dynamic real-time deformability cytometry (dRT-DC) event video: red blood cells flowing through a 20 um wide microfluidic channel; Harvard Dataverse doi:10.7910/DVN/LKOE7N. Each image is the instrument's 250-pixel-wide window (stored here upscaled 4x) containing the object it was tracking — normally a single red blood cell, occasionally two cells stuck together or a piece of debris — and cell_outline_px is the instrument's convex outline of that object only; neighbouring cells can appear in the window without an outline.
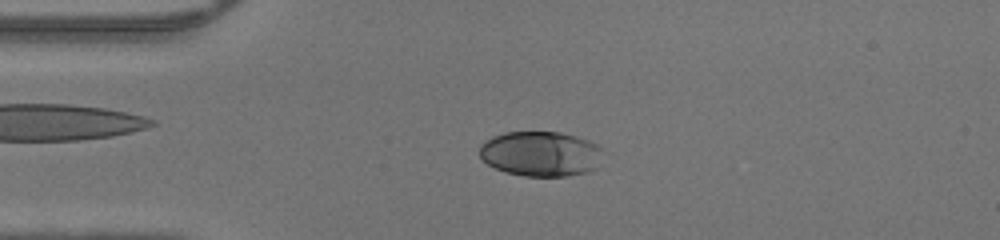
{"species": "human", "species_latin": "Homo sapiens", "temperature_condition": "warm", "stored_images_in_passage": 46, "camera_frame_rate_fps": 3000, "um_per_image_px": 0.085, "donor": {"sex": "male"}, "frame": {"image": 1, "passage_image": 10, "time_ms": 3.0, "image_size_px": [1000, 240], "cell_outline_px": [[604, 148], [596, 168], [588, 172], [568, 176], [524, 176], [504, 172], [488, 164], [480, 156], [480, 144], [492, 136], [504, 132], [560, 132], [576, 136], [588, 140]], "centroid_in_image_um": [45.97, 13.07], "position_along_channel_um": 39.0, "area_um2": 32.6}}
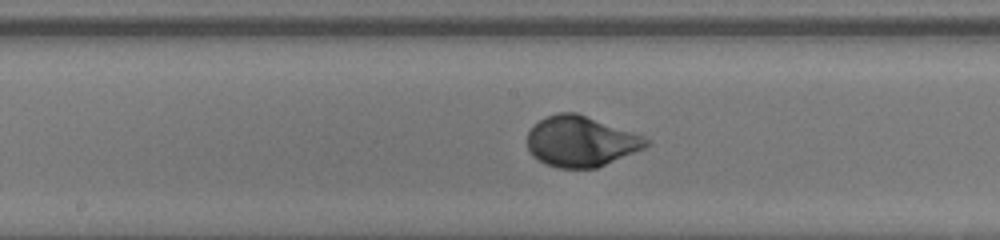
{"frame": {"image": 2, "passage_image": 23, "time_ms": 7.333, "image_size_px": [1000, 240], "cell_outline_px": [[652, 144], [644, 148], [596, 168], [556, 168], [544, 164], [532, 156], [528, 148], [528, 132], [540, 120], [556, 112], [576, 112], [644, 136], [652, 140]], "centroid_in_image_um": [49.38, 12.02], "position_along_channel_um": 198.8, "area_um2": 35.03}}
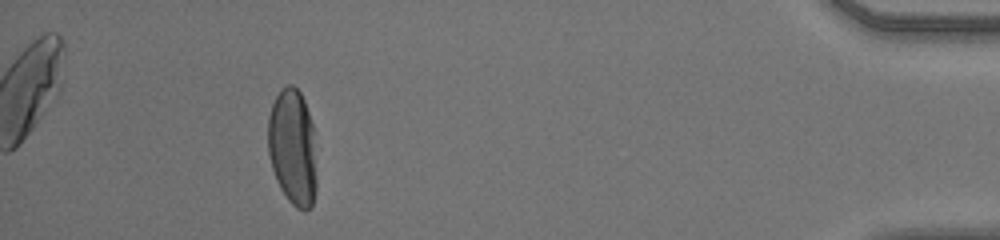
{"frame": {"image": 3, "passage_image": 42, "time_ms": 13.667, "image_size_px": [1000, 240], "cell_outline_px": [[316, 192], [312, 208], [304, 212], [296, 208], [288, 200], [280, 188], [276, 180], [272, 168], [268, 152], [268, 116], [272, 104], [280, 88], [288, 84], [292, 84], [300, 92], [304, 100], [312, 124], [316, 180]], "centroid_in_image_um": [24.86, 12.55], "position_along_channel_um": 410.3, "area_um2": 33.18}}